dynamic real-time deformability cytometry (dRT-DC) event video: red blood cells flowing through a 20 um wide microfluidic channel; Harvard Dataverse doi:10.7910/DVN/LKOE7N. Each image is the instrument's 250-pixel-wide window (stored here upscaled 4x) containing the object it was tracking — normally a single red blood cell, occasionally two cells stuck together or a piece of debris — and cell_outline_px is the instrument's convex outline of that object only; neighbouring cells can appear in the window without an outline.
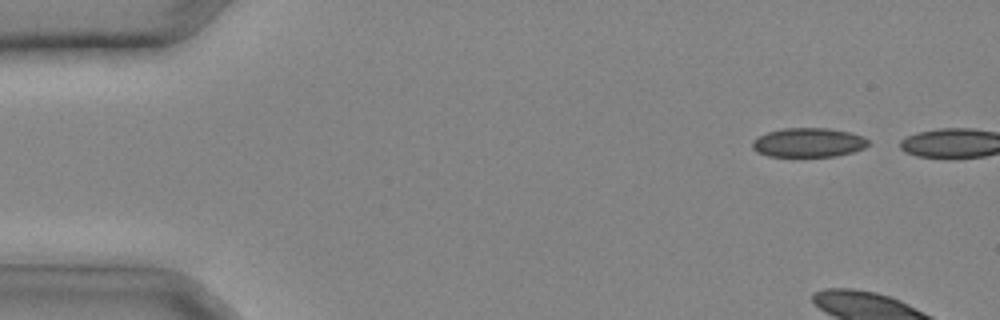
{"species": "common noctule bat (a hibernating species)", "species_latin": "Nyctalus noctula", "temperature_condition": "cold", "stored_images_in_passage": 3, "camera_frame_rate_fps": 3000, "um_per_image_px": 0.085, "animal": {"sex": "male", "body_mass_g": 20.4}, "frame": {"image": 1, "passage_image": 2, "time_ms": 0.333, "image_size_px": [1000, 320], "cell_outline_px": [[868, 144], [864, 148], [852, 152], [836, 156], [768, 156], [756, 152], [752, 148], [752, 140], [768, 132], [784, 128], [828, 128], [852, 132], [864, 136], [868, 140]], "centroid_in_image_um": [68.73, 12.11], "position_along_channel_um": 16.3, "area_um2": 19.77}}